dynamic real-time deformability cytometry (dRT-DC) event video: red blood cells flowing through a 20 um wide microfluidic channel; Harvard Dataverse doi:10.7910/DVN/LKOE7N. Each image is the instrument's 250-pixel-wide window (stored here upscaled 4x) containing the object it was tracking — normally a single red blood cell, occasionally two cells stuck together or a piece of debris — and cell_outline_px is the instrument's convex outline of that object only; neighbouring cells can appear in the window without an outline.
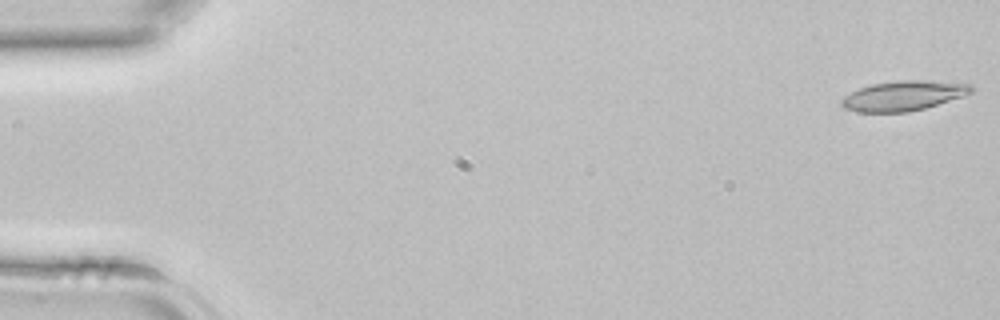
{"species": "common noctule bat (a hibernating species)", "species_latin": "Nyctalus noctula", "temperature_condition": "room temperature", "stored_images_in_passage": 42, "camera_frame_rate_fps": 3000, "um_per_image_px": 0.085, "animal": {"sex": "female", "body_mass_g": 22.7, "forearm_length_mm": 54.2}, "frame": {"image": 1, "passage_image": 1, "time_ms": 0.0, "image_size_px": [1000, 320], "cell_outline_px": [[972, 92], [924, 108], [908, 112], [856, 112], [844, 108], [840, 104], [840, 100], [844, 96], [860, 88], [872, 84], [900, 80], [924, 80], [968, 84], [972, 88]], "centroid_in_image_um": [76.71, 8.14], "position_along_channel_um": 8.3, "area_um2": 22.14}}
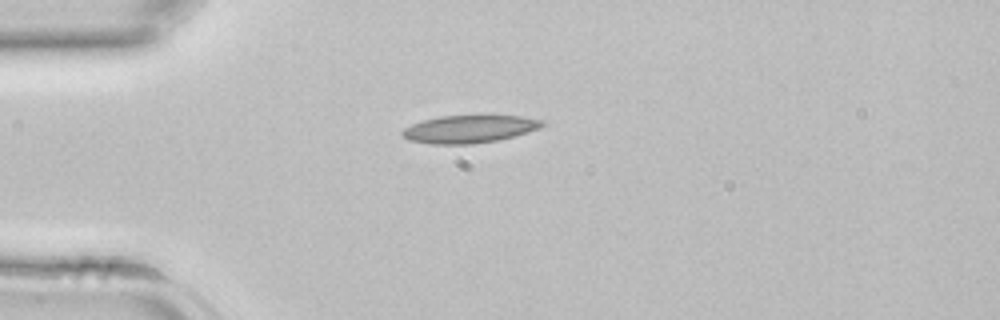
{"frame": {"image": 2, "passage_image": 11, "time_ms": 3.333, "image_size_px": [1000, 320], "cell_outline_px": [[544, 124], [540, 128], [512, 136], [496, 140], [472, 144], [432, 144], [408, 140], [400, 132], [404, 128], [412, 124], [424, 120], [440, 116], [476, 112], [484, 112], [520, 116], [544, 120]], "centroid_in_image_um": [39.92, 10.9], "position_along_channel_um": 45.1, "area_um2": 23.52}}
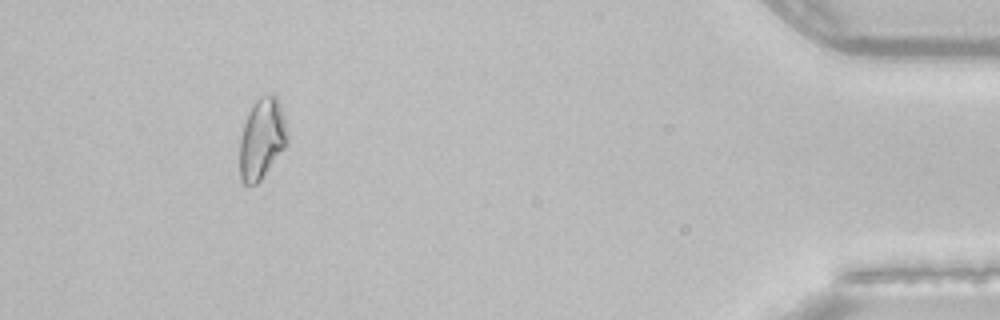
{"frame": {"image": 3, "passage_image": 39, "time_ms": 12.667, "image_size_px": [1000, 320], "cell_outline_px": [[288, 144], [260, 180], [256, 184], [244, 184], [240, 180], [240, 136], [248, 112], [256, 100], [260, 96], [272, 92], [276, 96], [284, 116], [288, 136]], "centroid_in_image_um": [22.26, 11.77], "position_along_channel_um": 412.9, "area_um2": 22.48}}